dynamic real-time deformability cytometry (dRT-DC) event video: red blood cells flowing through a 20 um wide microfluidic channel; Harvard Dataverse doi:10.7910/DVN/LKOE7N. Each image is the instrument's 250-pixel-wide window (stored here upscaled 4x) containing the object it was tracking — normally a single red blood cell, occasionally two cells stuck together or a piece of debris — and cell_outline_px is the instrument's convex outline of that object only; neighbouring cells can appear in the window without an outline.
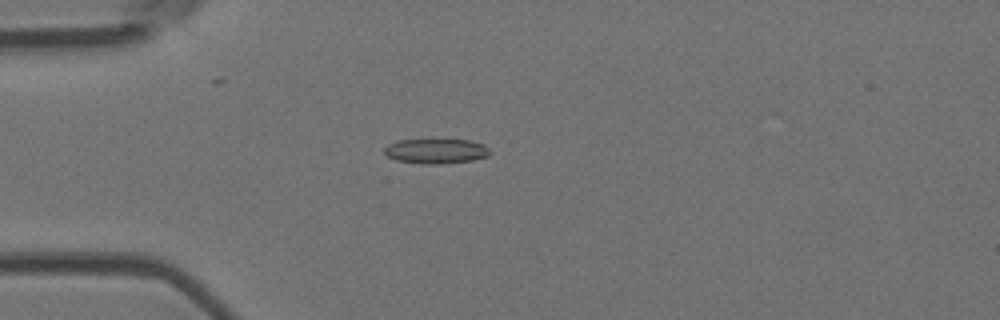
{"species": "Egyptian fruit bat (a non-hibernating species)", "species_latin": "Rousettus aegyptiacus", "temperature_condition": "room temperature", "stored_images_in_passage": 6, "camera_frame_rate_fps": 3000, "um_per_image_px": 0.085, "animal": {"sex": "female"}, "frame": {"image": 1, "passage_image": 5, "time_ms": 1.333, "image_size_px": [1000, 320], "cell_outline_px": [[492, 152], [488, 156], [472, 160], [440, 164], [420, 164], [396, 160], [388, 156], [384, 152], [384, 148], [388, 144], [396, 140], [468, 140], [484, 144]], "centroid_in_image_um": [37.06, 12.85], "position_along_channel_um": 47.9, "area_um2": 15.32}}